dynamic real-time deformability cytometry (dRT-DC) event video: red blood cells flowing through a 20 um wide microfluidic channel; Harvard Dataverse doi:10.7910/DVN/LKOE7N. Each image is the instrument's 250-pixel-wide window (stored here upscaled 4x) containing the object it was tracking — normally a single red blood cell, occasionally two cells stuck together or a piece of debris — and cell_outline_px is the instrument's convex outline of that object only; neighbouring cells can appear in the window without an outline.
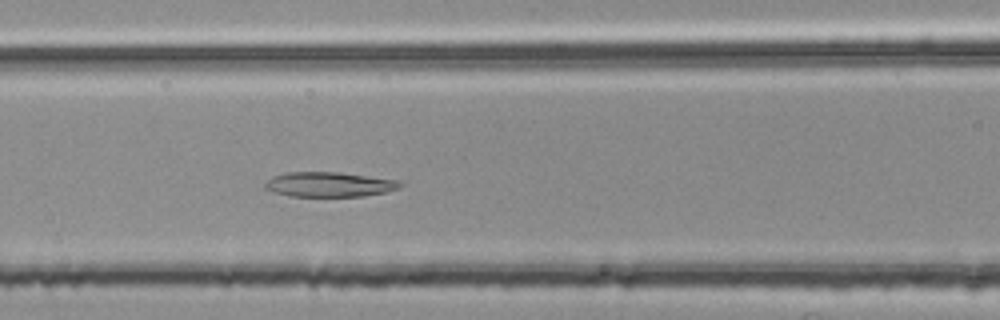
{"species": "common noctule bat (a hibernating species)", "species_latin": "Nyctalus noctula", "temperature_condition": "room temperature", "stored_images_in_passage": 50, "camera_frame_rate_fps": 3000, "um_per_image_px": 0.085, "animal": {"sex": "female", "body_mass_g": 25.1}, "frame": {"image": 1, "passage_image": 22, "time_ms": 7.0, "image_size_px": [1000, 320], "cell_outline_px": [[404, 184], [400, 188], [384, 192], [364, 196], [288, 196], [264, 188], [264, 184], [272, 176], [284, 172], [336, 172], [396, 180]], "centroid_in_image_um": [27.95, 15.67], "position_along_channel_um": 138.7, "area_um2": 19.36}}
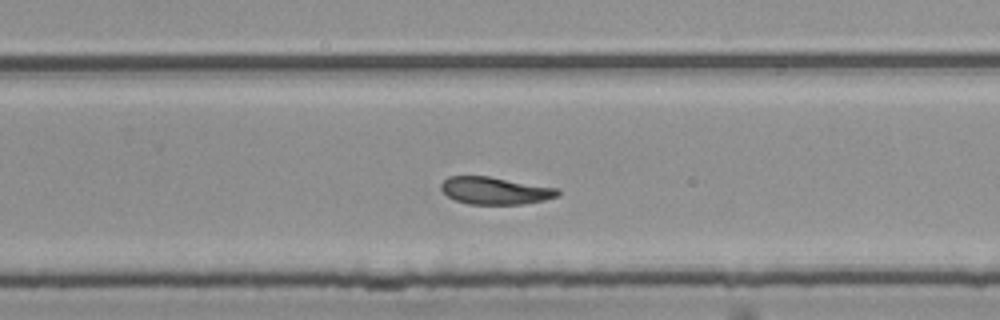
{"frame": {"image": 2, "passage_image": 34, "time_ms": 11.0, "image_size_px": [1000, 320], "cell_outline_px": [[560, 192], [556, 196], [544, 200], [524, 204], [468, 204], [456, 200], [448, 196], [440, 188], [440, 184], [448, 176], [488, 176], [560, 188]], "centroid_in_image_um": [42.09, 16.2], "position_along_channel_um": 287.7, "area_um2": 18.61}}
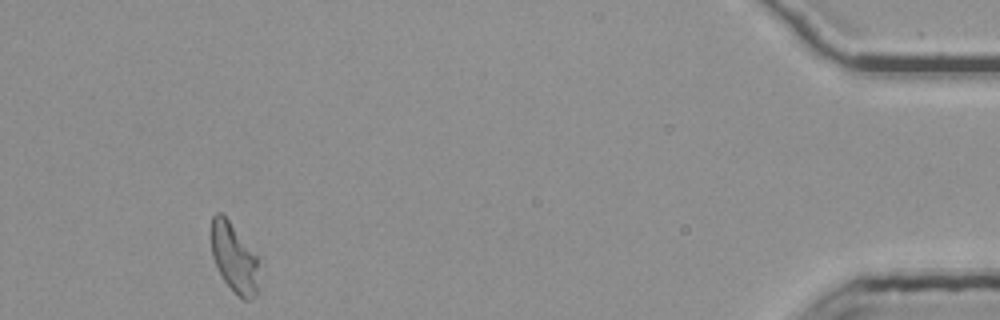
{"frame": {"image": 3, "passage_image": 50, "time_ms": 16.333, "image_size_px": [1000, 320], "cell_outline_px": [[256, 292], [252, 300], [244, 300], [224, 280], [212, 256], [208, 236], [208, 232], [212, 216], [216, 212], [220, 212], [228, 220], [256, 256]], "centroid_in_image_um": [19.79, 21.84], "position_along_channel_um": 415.4, "area_um2": 18.73}, "authors_computed_cell_mechanics": {"area_um2": 19.7676, "velocity_mm_per_s": 3.7412, "shape_relaxation_time_tau1_ms": null, "shape_relaxation_time_tau2_ms": 3.5688, "deformation_change_tau1": null, "deformation_change_tau2": 0.0992}}